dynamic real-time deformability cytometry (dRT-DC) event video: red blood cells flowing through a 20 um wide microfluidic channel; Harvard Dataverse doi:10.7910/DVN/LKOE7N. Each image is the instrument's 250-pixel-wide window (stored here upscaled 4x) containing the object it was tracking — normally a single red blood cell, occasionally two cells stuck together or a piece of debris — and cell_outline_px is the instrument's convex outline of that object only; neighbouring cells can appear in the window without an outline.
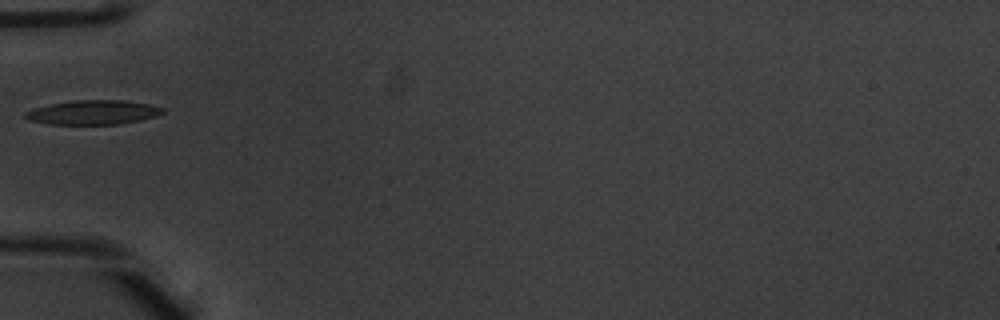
{"species": "common noctule bat (a hibernating species)", "species_latin": "Nyctalus noctula", "temperature_condition": "warm", "stored_images_in_passage": 9, "camera_frame_rate_fps": 3000, "um_per_image_px": 0.085, "animal": {"sex": "male", "body_mass_g": 20.1, "forearm_length_mm": 53.5}, "frame": {"image": 1, "passage_image": 1, "time_ms": 0.0, "image_size_px": [1000, 320], "cell_outline_px": [[164, 112], [156, 116], [140, 120], [120, 124], [48, 124], [28, 120], [24, 116], [24, 112], [36, 108], [52, 104], [76, 100], [124, 100], [148, 104], [164, 108]], "centroid_in_image_um": [7.92, 9.55], "position_along_channel_um": 77.1, "area_um2": 19.31}}